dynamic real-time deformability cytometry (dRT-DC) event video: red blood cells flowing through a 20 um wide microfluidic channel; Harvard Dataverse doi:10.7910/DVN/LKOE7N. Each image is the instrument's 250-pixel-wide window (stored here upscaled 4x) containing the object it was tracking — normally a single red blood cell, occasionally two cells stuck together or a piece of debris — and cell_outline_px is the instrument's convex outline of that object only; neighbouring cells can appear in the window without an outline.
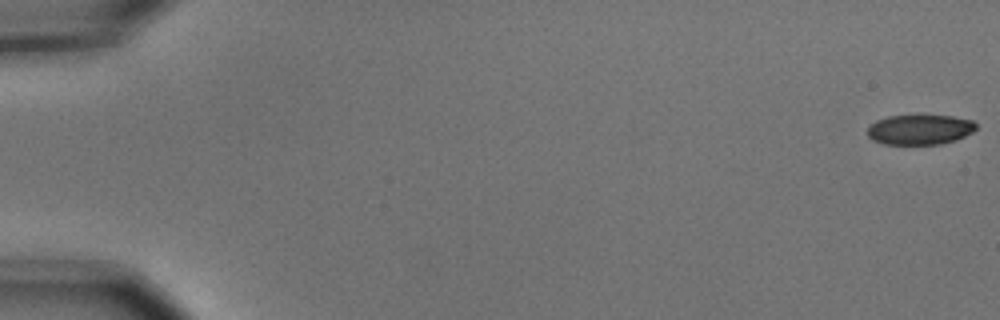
{"species": "common noctule bat (a hibernating species)", "species_latin": "Nyctalus noctula", "temperature_condition": "cold", "stored_images_in_passage": 5, "camera_frame_rate_fps": 3000, "um_per_image_px": 0.085, "animal": {"sex": "male", "body_mass_g": 15.6}, "frame": {"image": 1, "passage_image": 1, "time_ms": 0.0, "image_size_px": [1000, 320], "cell_outline_px": [[976, 128], [972, 132], [956, 140], [940, 144], [884, 144], [872, 140], [868, 136], [868, 128], [876, 120], [888, 116], [952, 116], [972, 120], [976, 124]], "centroid_in_image_um": [78.18, 11.02], "position_along_channel_um": 6.8, "area_um2": 18.84}}
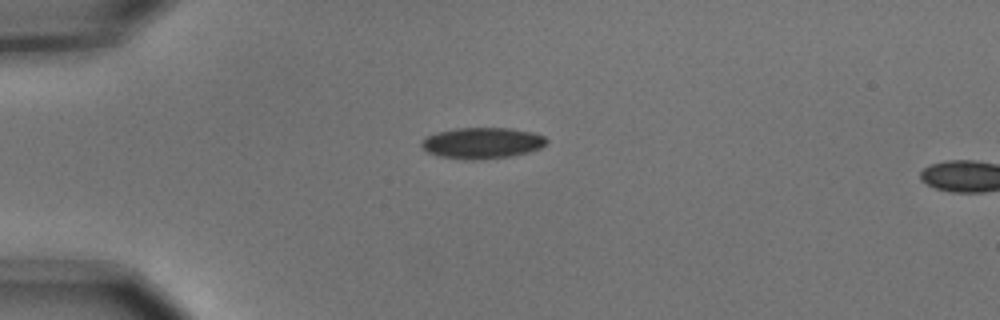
{"frame": {"image": 2, "passage_image": 5, "time_ms": 1.333, "image_size_px": [1000, 320], "cell_outline_px": [[548, 140], [540, 148], [528, 152], [512, 156], [480, 160], [464, 160], [436, 156], [428, 152], [420, 144], [420, 140], [436, 132], [456, 128], [512, 128], [532, 132], [544, 136]], "centroid_in_image_um": [40.95, 12.16], "position_along_channel_um": 44.0, "area_um2": 22.89}}